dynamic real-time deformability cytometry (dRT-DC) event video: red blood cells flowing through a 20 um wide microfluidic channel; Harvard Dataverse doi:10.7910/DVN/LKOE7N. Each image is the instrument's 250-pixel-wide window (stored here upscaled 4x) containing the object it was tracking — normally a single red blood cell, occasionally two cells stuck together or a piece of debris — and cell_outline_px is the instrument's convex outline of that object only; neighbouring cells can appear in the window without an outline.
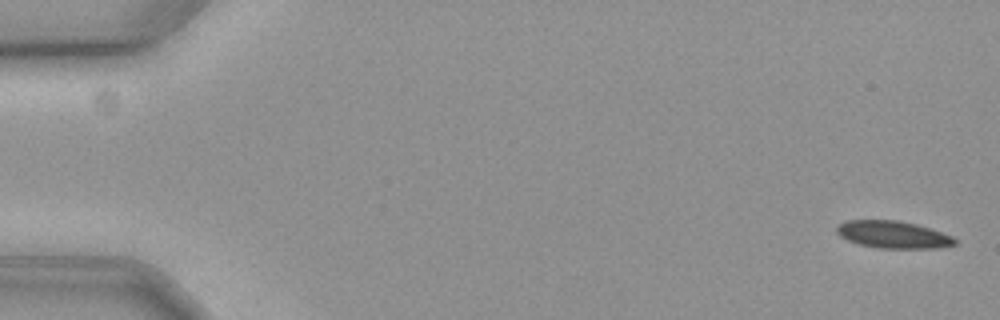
{"species": "common noctule bat (a hibernating species)", "species_latin": "Nyctalus noctula", "temperature_condition": "cold", "stored_images_in_passage": 59, "camera_frame_rate_fps": 3000, "um_per_image_px": 0.085, "animal": {"sex": "female", "body_mass_g": 19.3, "forearm_length_mm": 54.1}, "frame": {"image": 1, "passage_image": 2, "time_ms": 0.333, "image_size_px": [1000, 320], "cell_outline_px": [[956, 244], [936, 248], [880, 248], [860, 244], [848, 240], [840, 236], [836, 232], [836, 228], [840, 224], [848, 220], [896, 220], [916, 224], [952, 236], [956, 240]], "centroid_in_image_um": [75.9, 19.94], "position_along_channel_um": 9.1, "area_um2": 18.5}}
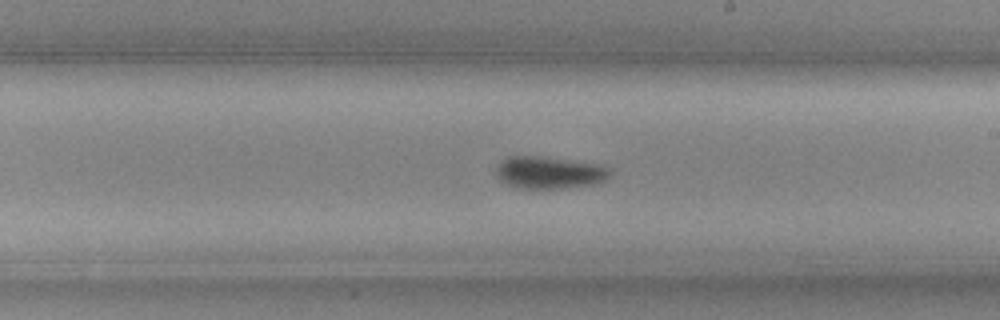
{"frame": {"image": 2, "passage_image": 35, "time_ms": 11.333, "image_size_px": [1000, 320], "cell_outline_px": [[612, 172], [604, 180], [592, 184], [564, 188], [516, 188], [500, 180], [496, 172], [496, 168], [500, 160], [508, 156], [536, 156], [604, 164], [612, 168]], "centroid_in_image_um": [46.71, 14.65], "position_along_channel_um": 242.3, "area_um2": 21.5}}
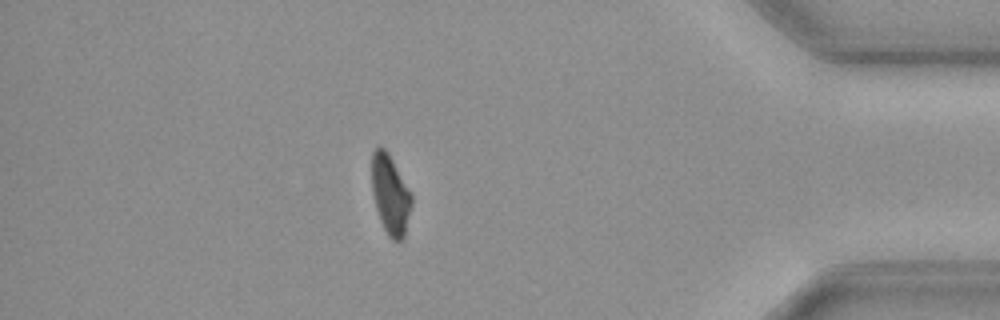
{"frame": {"image": 3, "passage_image": 52, "time_ms": 17.0, "image_size_px": [1000, 320], "cell_outline_px": [[412, 204], [404, 236], [400, 240], [392, 240], [388, 236], [380, 220], [376, 208], [372, 192], [372, 152], [376, 148], [384, 148], [388, 152], [412, 192]], "centroid_in_image_um": [33.19, 16.53], "position_along_channel_um": 402.0, "area_um2": 18.44}, "authors_computed_cell_mechanics": {"area_um2": 19.652, "velocity_mm_per_s": 3.5516, "shape_relaxation_time_tau1_ms": 3.954, "shape_relaxation_time_tau2_ms": null, "deformation_change_tau1": 0.084, "deformation_change_tau2": null}}